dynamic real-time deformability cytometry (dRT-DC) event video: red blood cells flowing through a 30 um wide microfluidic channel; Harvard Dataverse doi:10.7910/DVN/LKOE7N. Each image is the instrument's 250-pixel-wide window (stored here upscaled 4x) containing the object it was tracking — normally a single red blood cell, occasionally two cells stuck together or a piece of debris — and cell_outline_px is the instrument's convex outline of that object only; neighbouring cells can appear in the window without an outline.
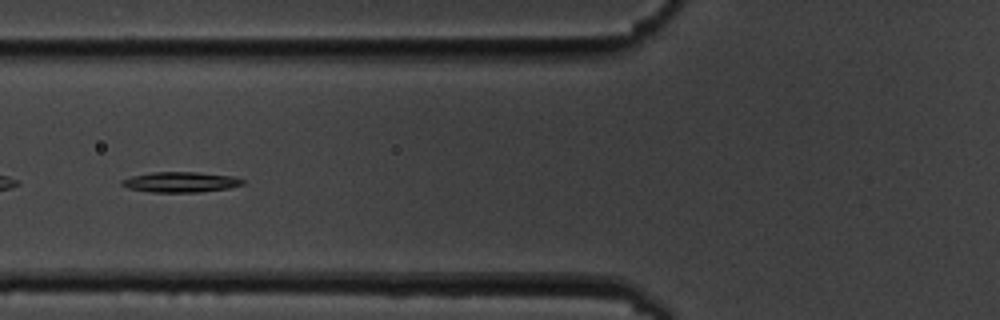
{"species": "common noctule bat (a hibernating species)", "species_latin": "Nyctalus noctula", "temperature_condition": "cold", "stored_images_in_passage": 9, "camera_frame_rate_fps": 3000, "um_per_image_px": 0.085, "animal": {"sex": "male", "body_mass_g": 19.5, "forearm_length_mm": 54.6}, "frame": {"image": 1, "passage_image": 7, "time_ms": 6.667, "image_size_px": [1000, 320], "cell_outline_px": [[244, 184], [228, 188], [200, 192], [152, 192], [128, 188], [120, 184], [120, 180], [132, 176], [152, 172], [196, 172], [236, 176], [244, 180]], "centroid_in_image_um": [15.36, 15.47], "position_along_channel_um": 110.4, "area_um2": 14.39}}
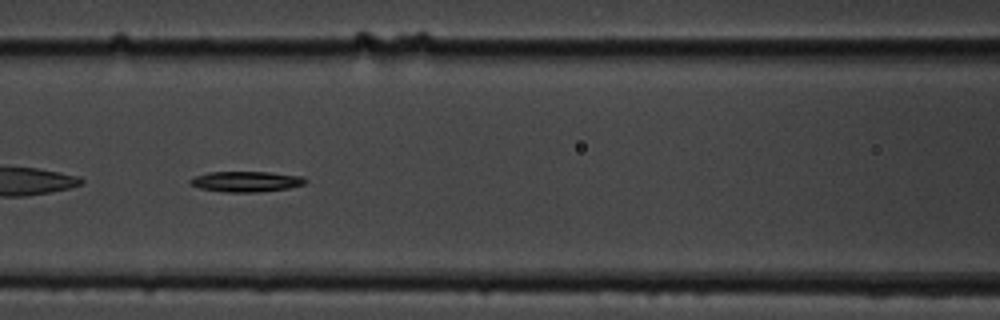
{"frame": {"image": 2, "passage_image": 8, "time_ms": 7.667, "image_size_px": [1000, 320], "cell_outline_px": [[308, 180], [304, 184], [288, 188], [260, 192], [228, 192], [200, 188], [188, 184], [188, 180], [196, 176], [208, 172], [272, 172], [300, 176]], "centroid_in_image_um": [20.91, 15.43], "position_along_channel_um": 145.7, "area_um2": 13.76}}
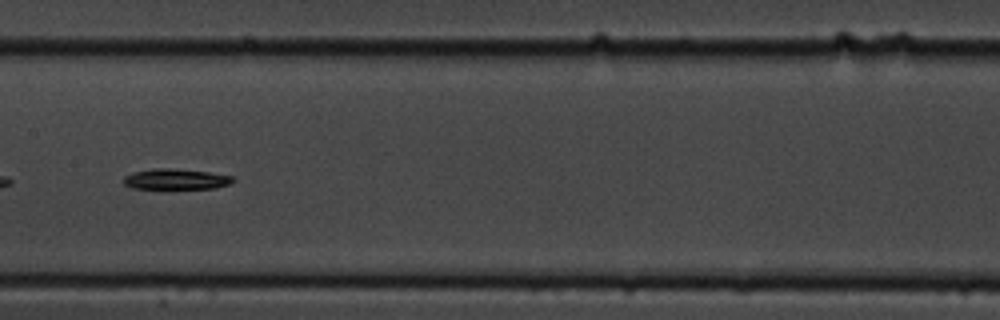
{"frame": {"image": 3, "passage_image": 9, "time_ms": 9.0, "image_size_px": [1000, 320], "cell_outline_px": [[236, 180], [232, 184], [216, 188], [132, 188], [124, 184], [124, 176], [132, 172], [152, 168], [168, 168], [208, 172], [232, 176]], "centroid_in_image_um": [14.97, 15.22], "position_along_channel_um": 192.4, "area_um2": 13.12}}